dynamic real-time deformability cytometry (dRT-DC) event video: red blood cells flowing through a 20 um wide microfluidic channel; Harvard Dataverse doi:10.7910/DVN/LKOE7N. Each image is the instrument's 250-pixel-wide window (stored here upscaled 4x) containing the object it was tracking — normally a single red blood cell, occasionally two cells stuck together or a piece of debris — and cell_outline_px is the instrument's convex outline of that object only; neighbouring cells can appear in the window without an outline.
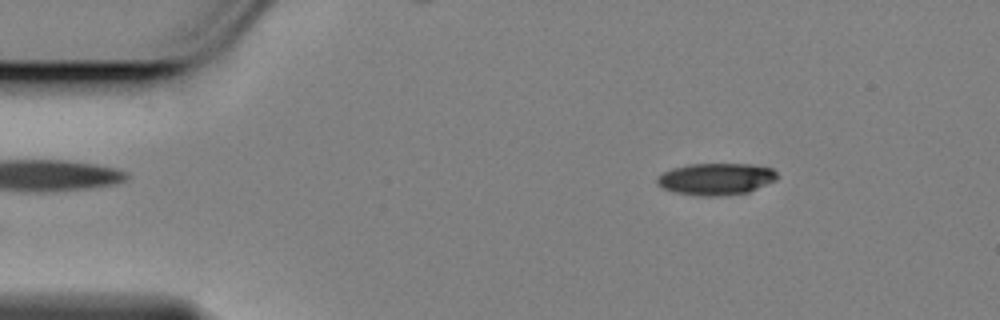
{"species": "Egyptian fruit bat (a non-hibernating species)", "species_latin": "Rousettus aegyptiacus", "temperature_condition": "cold", "stored_images_in_passage": 51, "camera_frame_rate_fps": 3000, "um_per_image_px": 0.085, "animal": {"sex": "female"}, "frame": {"image": 1, "passage_image": 2, "time_ms": 0.333, "image_size_px": [1000, 320], "cell_outline_px": [[776, 180], [748, 192], [720, 196], [704, 196], [676, 192], [664, 188], [656, 180], [664, 172], [672, 168], [688, 164], [748, 164], [772, 168], [776, 172]], "centroid_in_image_um": [60.88, 15.21], "position_along_channel_um": 24.1, "area_um2": 21.91}}
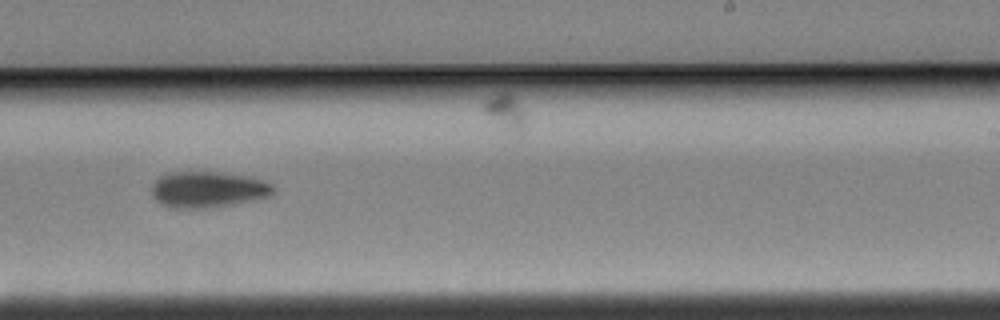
{"frame": {"image": 2, "passage_image": 29, "time_ms": 9.333, "image_size_px": [1000, 320], "cell_outline_px": [[276, 192], [268, 196], [252, 200], [216, 208], [168, 208], [160, 204], [152, 196], [152, 184], [160, 176], [168, 172], [220, 172], [244, 176], [260, 180], [272, 184], [276, 188]], "centroid_in_image_um": [17.64, 16.12], "position_along_channel_um": 271.4, "area_um2": 25.78}}
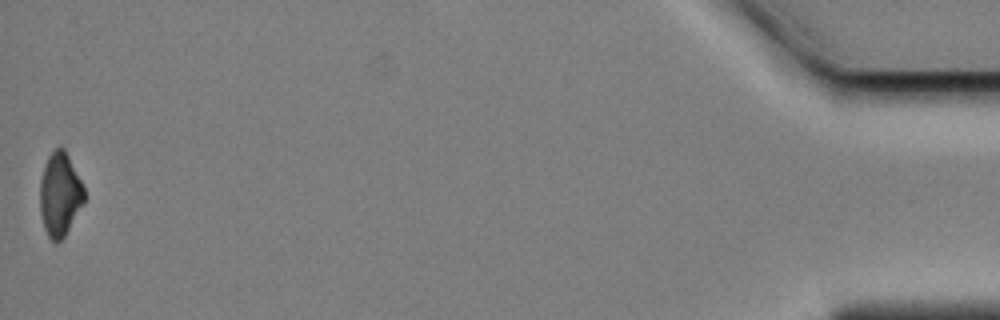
{"frame": {"image": 3, "passage_image": 51, "time_ms": 16.667, "image_size_px": [1000, 320], "cell_outline_px": [[84, 204], [64, 236], [60, 240], [52, 240], [48, 236], [44, 228], [40, 212], [40, 180], [44, 164], [48, 156], [56, 148], [64, 148], [84, 188]], "centroid_in_image_um": [5.08, 16.52], "position_along_channel_um": 430.1, "area_um2": 21.27}, "authors_computed_cell_mechanics": {"area_um2": 24.2182, "velocity_mm_per_s": 3.4615, "shape_relaxation_time_tau1_ms": 2.7452, "shape_relaxation_time_tau2_ms": null, "deformation_change_tau1": 0.1195, "deformation_change_tau2": null}}